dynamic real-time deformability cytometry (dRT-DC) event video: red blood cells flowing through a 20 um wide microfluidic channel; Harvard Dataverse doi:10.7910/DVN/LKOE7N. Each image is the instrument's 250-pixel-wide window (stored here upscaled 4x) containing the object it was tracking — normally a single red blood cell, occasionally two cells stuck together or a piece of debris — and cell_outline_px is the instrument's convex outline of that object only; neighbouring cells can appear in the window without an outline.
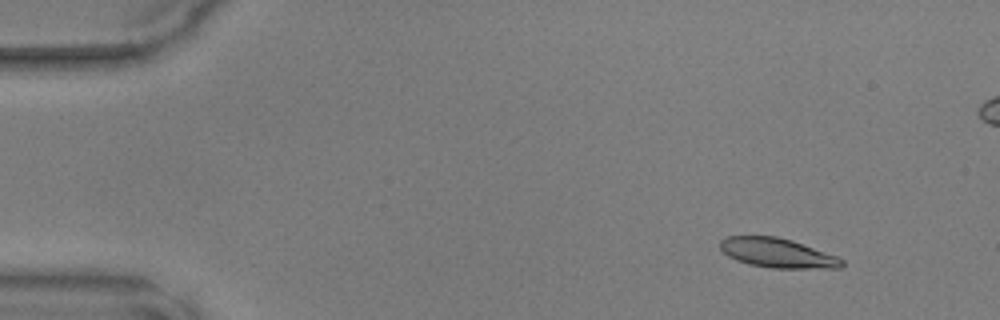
{"species": "common noctule bat (a hibernating species)", "species_latin": "Nyctalus noctula", "temperature_condition": "warm", "stored_images_in_passage": 50, "camera_frame_rate_fps": 3000, "um_per_image_px": 0.085, "animal": {"sex": "male", "body_mass_g": 17.9, "forearm_length_mm": 54.2}, "frame": {"image": 1, "passage_image": 6, "time_ms": 1.667, "image_size_px": [1000, 320], "cell_outline_px": [[844, 264], [840, 268], [772, 268], [748, 264], [736, 260], [728, 256], [720, 248], [720, 240], [728, 236], [776, 236], [792, 240], [836, 256], [844, 260]], "centroid_in_image_um": [66.06, 21.5], "position_along_channel_um": 18.9, "area_um2": 20.81}}
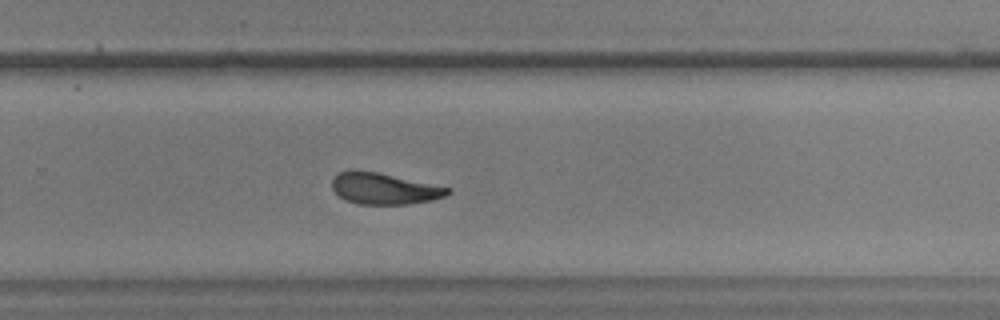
{"frame": {"image": 2, "passage_image": 33, "time_ms": 10.667, "image_size_px": [1000, 320], "cell_outline_px": [[452, 192], [444, 196], [432, 200], [408, 204], [360, 204], [344, 200], [332, 188], [332, 180], [340, 172], [352, 168], [380, 172], [452, 188]], "centroid_in_image_um": [32.66, 16.01], "position_along_channel_um": 297.1, "area_um2": 21.39}}
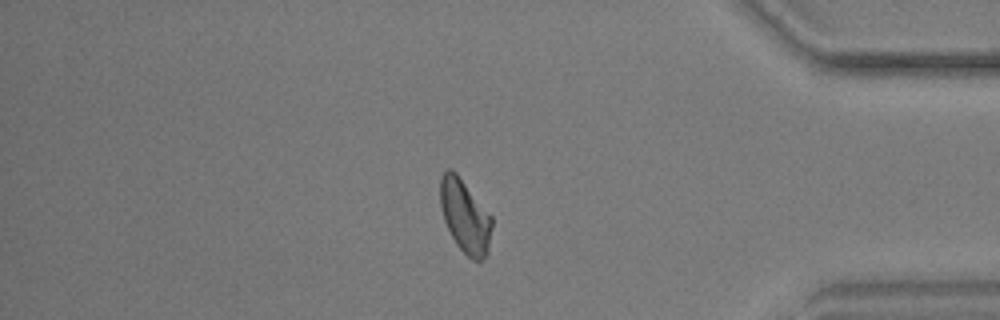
{"frame": {"image": 3, "passage_image": 42, "time_ms": 13.667, "image_size_px": [1000, 320], "cell_outline_px": [[492, 224], [488, 252], [480, 260], [472, 260], [456, 244], [444, 220], [440, 208], [440, 176], [448, 168], [452, 168], [456, 172], [492, 216]], "centroid_in_image_um": [39.51, 18.34], "position_along_channel_um": 395.7, "area_um2": 21.96}}